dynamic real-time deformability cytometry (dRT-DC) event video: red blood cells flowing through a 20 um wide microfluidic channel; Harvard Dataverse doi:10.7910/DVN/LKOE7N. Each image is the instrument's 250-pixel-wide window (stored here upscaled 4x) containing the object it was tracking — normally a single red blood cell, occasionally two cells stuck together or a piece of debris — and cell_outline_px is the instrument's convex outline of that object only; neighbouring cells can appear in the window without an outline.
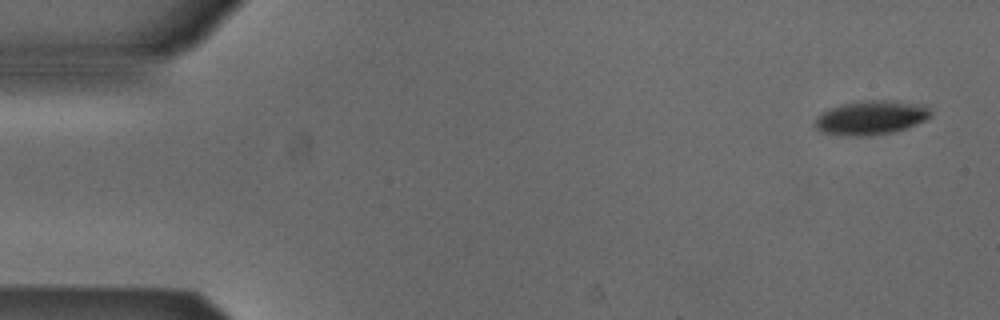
{"species": "Egyptian fruit bat (a non-hibernating species)", "species_latin": "Rousettus aegyptiacus", "temperature_condition": "cold", "stored_images_in_passage": 51, "camera_frame_rate_fps": 3000, "um_per_image_px": 0.085, "animal": {"sex": "male"}, "frame": {"image": 1, "passage_image": 1, "time_ms": 0.0, "image_size_px": [1000, 320], "cell_outline_px": [[932, 116], [924, 120], [904, 128], [892, 132], [868, 136], [856, 136], [824, 132], [816, 128], [812, 124], [816, 116], [828, 108], [840, 104], [864, 100], [884, 100], [924, 104], [932, 112]], "centroid_in_image_um": [74.0, 9.98], "position_along_channel_um": 11.0, "area_um2": 22.95}}
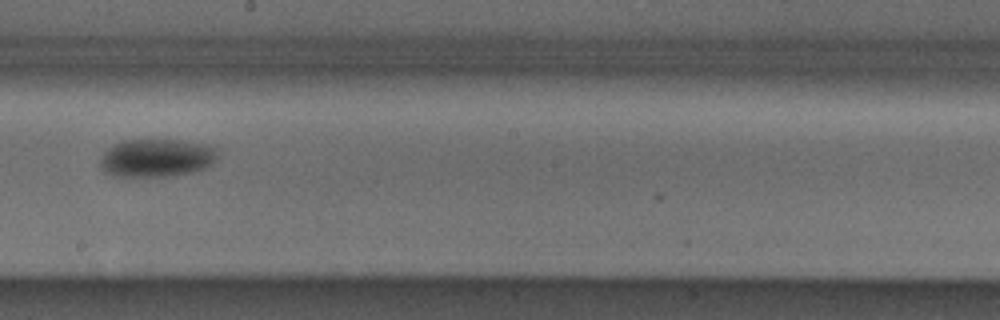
{"frame": {"image": 2, "passage_image": 28, "time_ms": 9.0, "image_size_px": [1000, 320], "cell_outline_px": [[216, 160], [208, 168], [196, 172], [176, 176], [112, 176], [104, 172], [100, 168], [100, 160], [104, 152], [112, 144], [124, 140], [184, 140], [208, 144], [216, 148]], "centroid_in_image_um": [13.33, 13.43], "position_along_channel_um": 234.9, "area_um2": 26.59}}
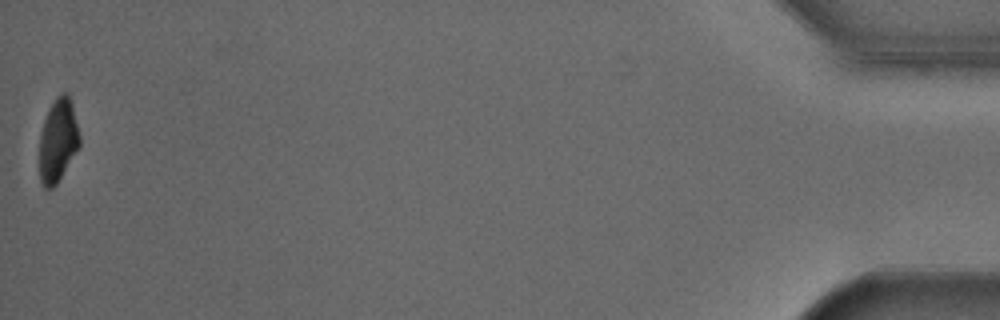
{"frame": {"image": 3, "passage_image": 51, "time_ms": 16.667, "image_size_px": [1000, 320], "cell_outline_px": [[80, 148], [56, 184], [52, 188], [44, 188], [40, 180], [40, 132], [48, 108], [56, 96], [60, 92], [68, 92], [72, 104], [80, 136]], "centroid_in_image_um": [4.94, 11.91], "position_along_channel_um": 430.3, "area_um2": 19.71}, "authors_computed_cell_mechanics": {"area_um2": 24.6806, "velocity_mm_per_s": 3.8856, "shape_relaxation_time_tau1_ms": 2.3075, "shape_relaxation_time_tau2_ms": null, "deformation_change_tau1": 0.0981, "deformation_change_tau2": null}}